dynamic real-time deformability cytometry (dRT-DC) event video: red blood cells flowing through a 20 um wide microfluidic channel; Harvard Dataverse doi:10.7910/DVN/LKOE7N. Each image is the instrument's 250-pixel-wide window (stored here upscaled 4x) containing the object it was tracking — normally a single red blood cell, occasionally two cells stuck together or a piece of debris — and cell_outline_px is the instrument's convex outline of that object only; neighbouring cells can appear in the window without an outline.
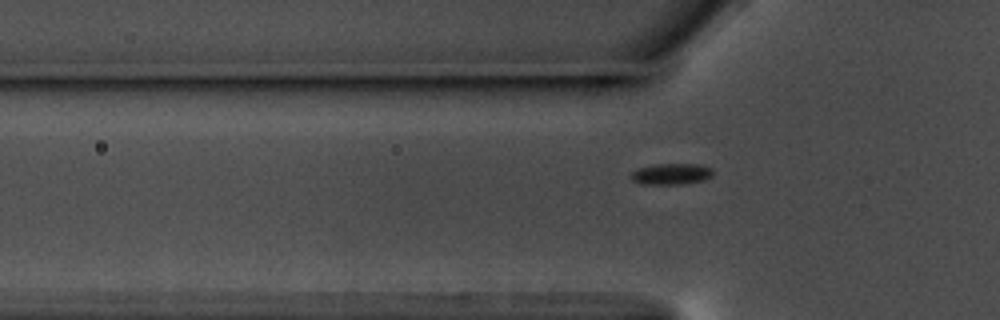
{"species": "common noctule bat (a hibernating species)", "species_latin": "Nyctalus noctula", "temperature_condition": "warm", "stored_images_in_passage": 46, "camera_frame_rate_fps": 3000, "um_per_image_px": 0.085, "animal": {"sex": "male", "body_mass_g": 17.5, "forearm_length_mm": 52.3}, "frame": {"image": 1, "passage_image": 7, "time_ms": 2.0, "image_size_px": [1000, 320], "cell_outline_px": [[712, 176], [704, 180], [684, 184], [640, 184], [632, 180], [632, 172], [640, 168], [656, 164], [700, 164], [712, 168]], "centroid_in_image_um": [57.09, 14.79], "position_along_channel_um": 68.7, "area_um2": 10.06}}
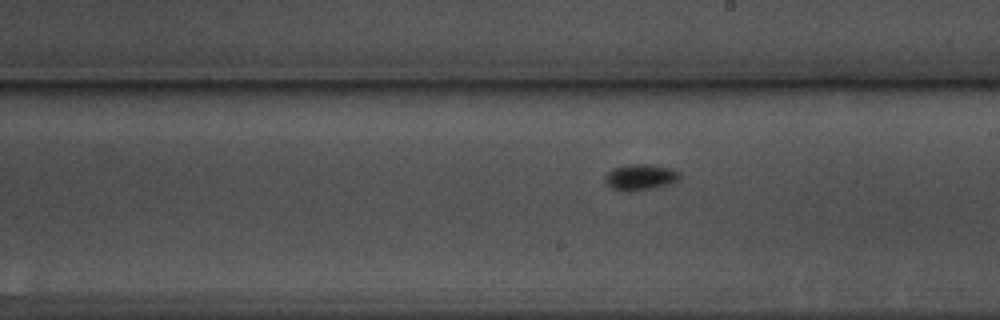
{"frame": {"image": 2, "passage_image": 21, "time_ms": 6.667, "image_size_px": [1000, 320], "cell_outline_px": [[680, 180], [656, 188], [628, 192], [612, 188], [604, 180], [604, 176], [608, 172], [616, 168], [628, 164], [648, 164], [672, 168], [680, 172]], "centroid_in_image_um": [54.47, 15.06], "position_along_channel_um": 234.5, "area_um2": 11.39}}